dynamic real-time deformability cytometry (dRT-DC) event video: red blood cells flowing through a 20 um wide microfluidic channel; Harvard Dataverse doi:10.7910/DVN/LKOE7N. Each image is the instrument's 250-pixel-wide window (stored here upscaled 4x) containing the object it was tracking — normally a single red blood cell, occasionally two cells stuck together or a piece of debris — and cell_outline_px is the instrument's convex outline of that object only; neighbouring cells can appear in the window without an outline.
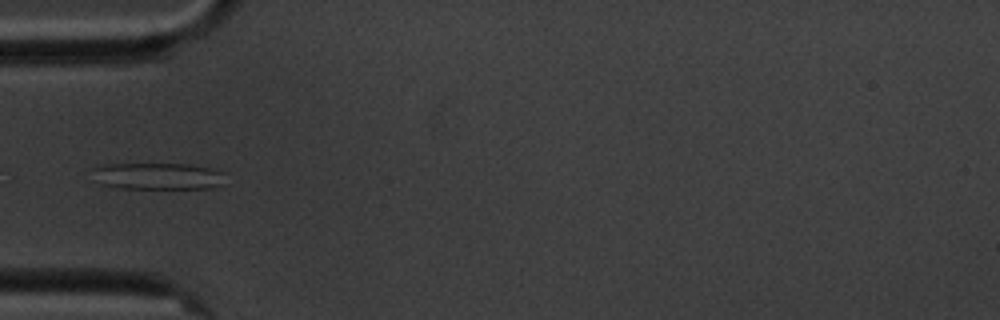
{"species": "common noctule bat (a hibernating species)", "species_latin": "Nyctalus noctula", "temperature_condition": "cold", "stored_images_in_passage": 9, "camera_frame_rate_fps": 3000, "um_per_image_px": 0.085, "animal": {"sex": "male", "body_mass_g": 20.1, "forearm_length_mm": 53.5}, "frame": {"image": 1, "passage_image": 1, "time_ms": 0.0, "image_size_px": [1000, 320], "cell_outline_px": [[224, 172], [220, 184], [216, 188], [120, 188], [100, 184], [92, 180], [92, 168], [100, 164], [188, 164], [212, 168]], "centroid_in_image_um": [13.33, 14.96], "position_along_channel_um": 71.7, "area_um2": 20.92}}
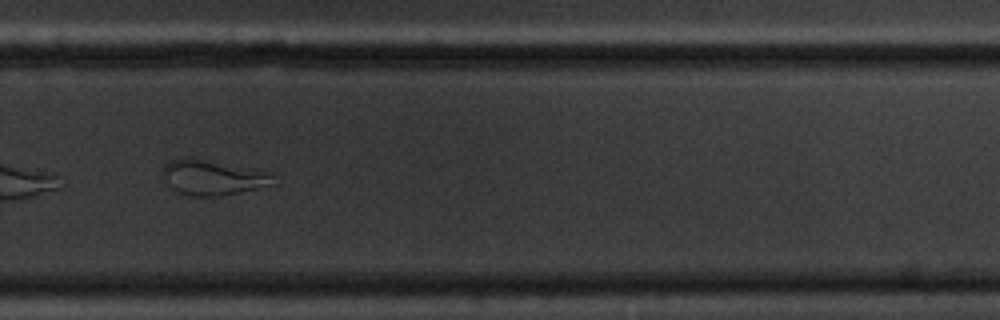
{"frame": {"image": 2, "passage_image": 7, "time_ms": 7.0, "image_size_px": [1000, 320], "cell_outline_px": [[280, 184], [220, 196], [192, 196], [180, 192], [172, 188], [168, 184], [164, 172], [164, 164], [172, 160], [184, 156], [188, 156], [252, 168], [272, 176]], "centroid_in_image_um": [18.12, 15.08], "position_along_channel_um": 311.7, "area_um2": 22.6}}
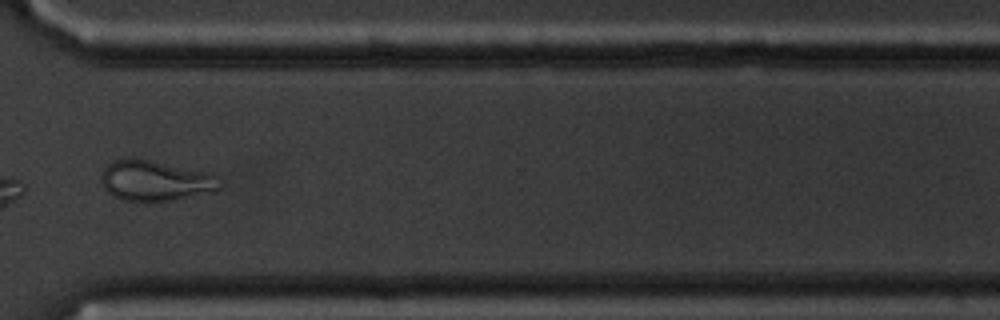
{"frame": {"image": 3, "passage_image": 8, "time_ms": 8.333, "image_size_px": [1000, 320], "cell_outline_px": [[220, 188], [212, 192], [172, 200], [124, 200], [108, 192], [104, 188], [104, 168], [112, 160], [148, 160], [208, 172], [212, 176]], "centroid_in_image_um": [13.2, 15.37], "position_along_channel_um": 357.4, "area_um2": 26.53}}